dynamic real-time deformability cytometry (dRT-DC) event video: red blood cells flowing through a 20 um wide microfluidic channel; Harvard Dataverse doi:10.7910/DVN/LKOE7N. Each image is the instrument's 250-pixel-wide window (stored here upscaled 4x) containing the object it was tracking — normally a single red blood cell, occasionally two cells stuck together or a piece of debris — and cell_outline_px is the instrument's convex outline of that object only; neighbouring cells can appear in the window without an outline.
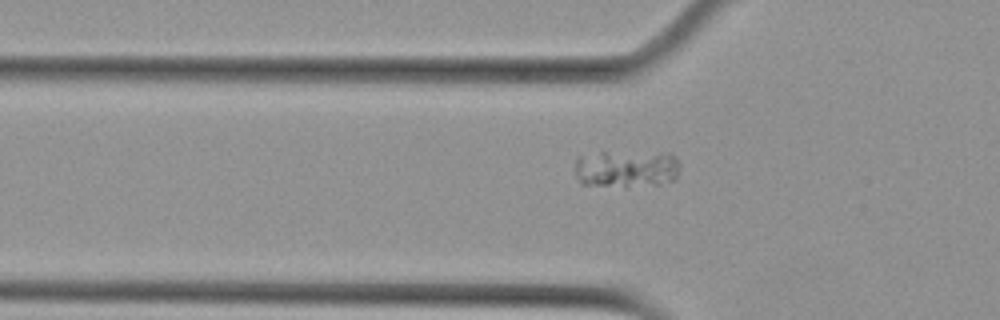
{"species": "Egyptian fruit bat (a non-hibernating species)", "species_latin": "Rousettus aegyptiacus", "temperature_condition": "cold", "stored_images_in_passage": 6, "camera_frame_rate_fps": 3000, "um_per_image_px": 0.085, "animal": {"sex": "female"}, "frame": {"image": 1, "passage_image": 3, "time_ms": 3.333, "image_size_px": [1000, 320], "cell_outline_px": [[680, 168], [676, 180], [660, 184], [580, 184], [576, 176], [576, 156], [600, 152], [672, 152], [676, 156], [680, 164]], "centroid_in_image_um": [53.31, 14.28], "position_along_channel_um": 72.5, "area_um2": 22.77}}
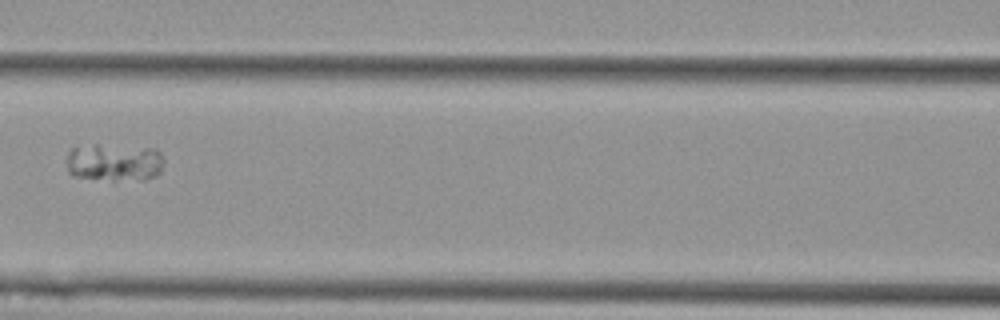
{"frame": {"image": 2, "passage_image": 5, "time_ms": 5.667, "image_size_px": [1000, 320], "cell_outline_px": [[164, 164], [160, 172], [156, 176], [144, 180], [112, 180], [72, 176], [68, 172], [64, 160], [68, 152], [72, 148], [96, 144], [156, 148], [160, 152], [164, 160]], "centroid_in_image_um": [9.71, 13.8], "position_along_channel_um": 156.9, "area_um2": 21.91}}
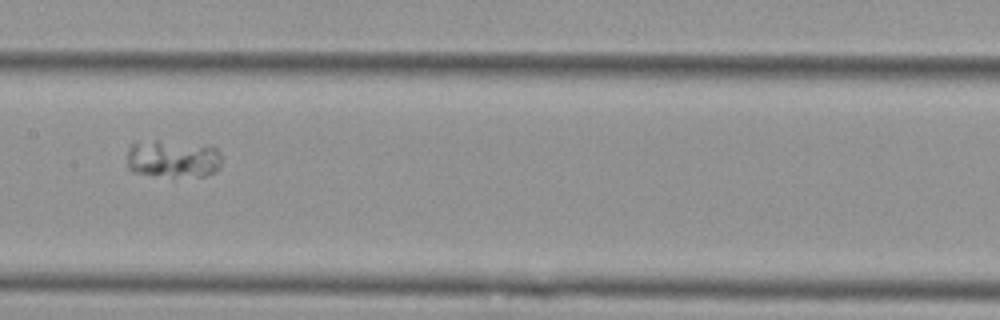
{"frame": {"image": 3, "passage_image": 6, "time_ms": 6.667, "image_size_px": [1000, 320], "cell_outline_px": [[220, 168], [216, 172], [204, 176], [172, 176], [132, 172], [128, 168], [128, 148], [136, 140], [156, 140], [212, 144], [220, 152]], "centroid_in_image_um": [14.73, 13.45], "position_along_channel_um": 192.7, "area_um2": 21.33}}